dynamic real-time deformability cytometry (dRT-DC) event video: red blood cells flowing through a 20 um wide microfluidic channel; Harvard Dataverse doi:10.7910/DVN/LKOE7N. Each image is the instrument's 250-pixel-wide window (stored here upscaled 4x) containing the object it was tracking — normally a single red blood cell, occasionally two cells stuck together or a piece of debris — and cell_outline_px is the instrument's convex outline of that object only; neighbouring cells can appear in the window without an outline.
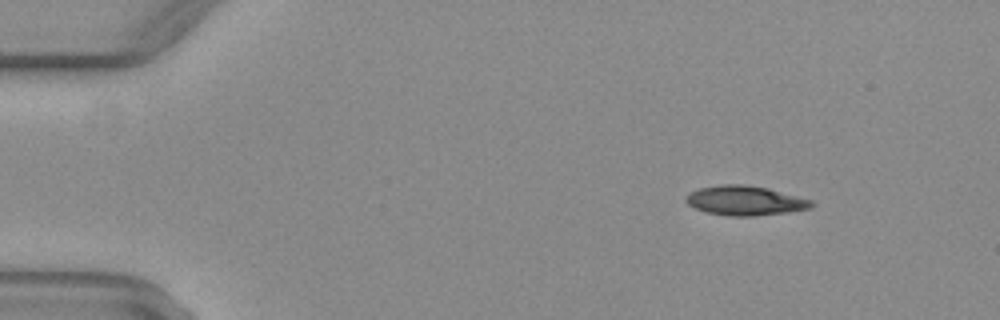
{"species": "common noctule bat (a hibernating species)", "species_latin": "Nyctalus noctula", "temperature_condition": "warm", "stored_images_in_passage": 38, "camera_frame_rate_fps": 3000, "um_per_image_px": 0.085, "animal": {"sex": "female", "body_mass_g": 29.2, "forearm_length_mm": 56.3}, "frame": {"image": 1, "passage_image": 6, "time_ms": 1.667, "image_size_px": [1000, 320], "cell_outline_px": [[816, 204], [812, 208], [788, 212], [756, 216], [728, 216], [704, 212], [688, 204], [684, 200], [692, 192], [700, 188], [720, 184], [744, 184], [768, 188], [812, 200]], "centroid_in_image_um": [63.37, 17.06], "position_along_channel_um": 21.6, "area_um2": 21.68}}
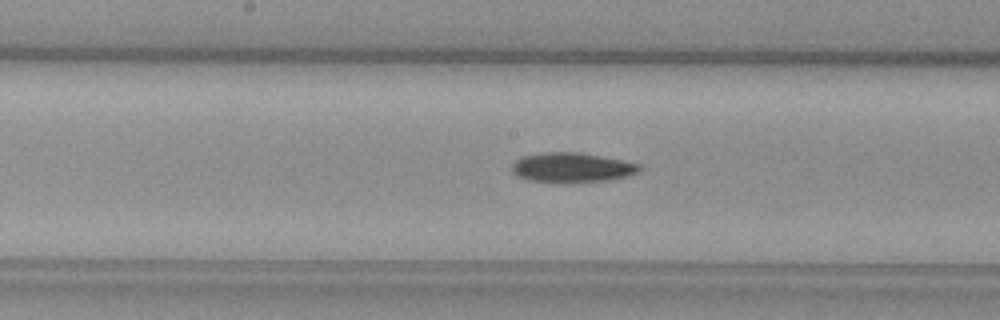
{"frame": {"image": 2, "passage_image": 26, "time_ms": 8.333, "image_size_px": [1000, 320], "cell_outline_px": [[640, 172], [632, 176], [608, 180], [572, 184], [560, 184], [528, 180], [516, 176], [512, 172], [512, 164], [516, 160], [524, 156], [544, 152], [580, 152], [640, 164]], "centroid_in_image_um": [48.61, 14.28], "position_along_channel_um": 199.6, "area_um2": 22.66}}
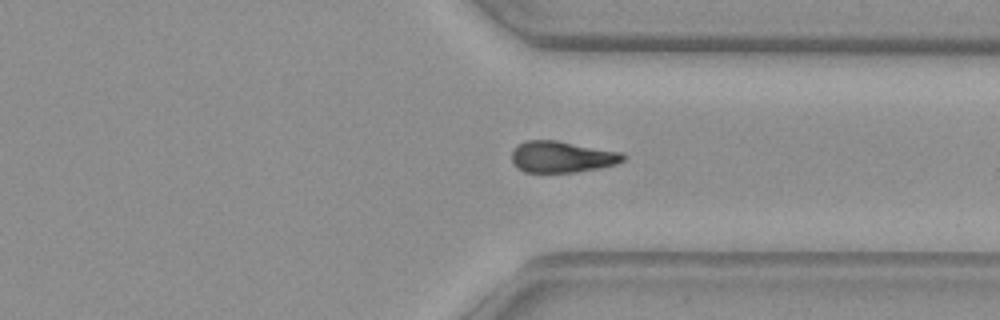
{"frame": {"image": 3, "passage_image": 38, "time_ms": 12.333, "image_size_px": [1000, 320], "cell_outline_px": [[628, 156], [624, 160], [616, 164], [600, 168], [576, 172], [524, 172], [516, 168], [512, 160], [512, 152], [516, 144], [524, 140], [556, 140], [624, 152]], "centroid_in_image_um": [47.78, 13.32], "position_along_channel_um": 363.6, "area_um2": 20.75}}